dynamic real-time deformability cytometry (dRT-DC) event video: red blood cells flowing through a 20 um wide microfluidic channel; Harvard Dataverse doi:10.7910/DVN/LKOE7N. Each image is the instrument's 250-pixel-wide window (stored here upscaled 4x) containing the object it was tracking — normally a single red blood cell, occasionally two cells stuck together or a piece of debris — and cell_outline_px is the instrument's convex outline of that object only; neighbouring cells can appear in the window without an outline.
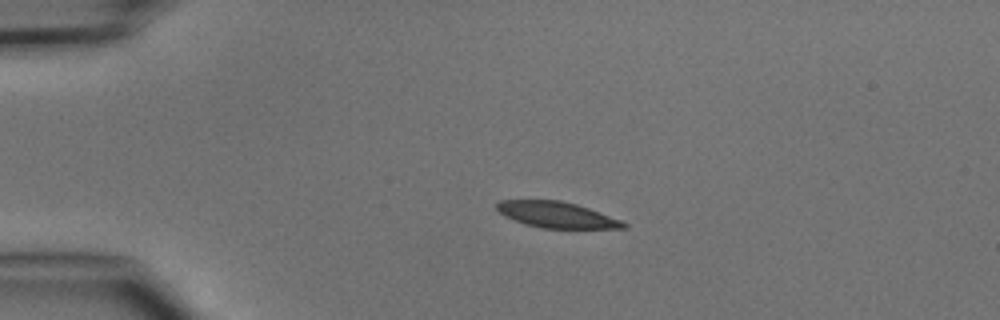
{"species": "common noctule bat (a hibernating species)", "species_latin": "Nyctalus noctula", "temperature_condition": "cold", "stored_images_in_passage": 3, "camera_frame_rate_fps": 3000, "um_per_image_px": 0.085, "animal": {"sex": "male", "body_mass_g": 15.6}, "frame": {"image": 1, "passage_image": 2, "time_ms": 2.0, "image_size_px": [1000, 320], "cell_outline_px": [[628, 228], [544, 228], [524, 224], [504, 216], [496, 208], [496, 204], [500, 200], [560, 200], [576, 204], [588, 208], [620, 220], [628, 224]], "centroid_in_image_um": [47.29, 18.25], "position_along_channel_um": 37.7, "area_um2": 19.02}}